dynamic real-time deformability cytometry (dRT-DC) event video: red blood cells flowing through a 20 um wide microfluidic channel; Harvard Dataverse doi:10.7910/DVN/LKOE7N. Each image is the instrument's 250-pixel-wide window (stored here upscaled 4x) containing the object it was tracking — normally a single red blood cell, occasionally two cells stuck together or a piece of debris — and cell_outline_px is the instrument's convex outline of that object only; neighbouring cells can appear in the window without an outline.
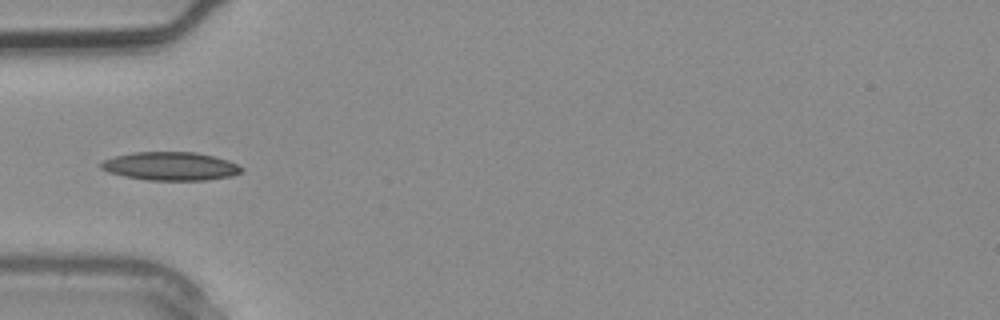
{"species": "common noctule bat (a hibernating species)", "species_latin": "Nyctalus noctula", "temperature_condition": "warm", "stored_images_in_passage": 1, "camera_frame_rate_fps": 3000, "um_per_image_px": 0.085, "animal": {"sex": "male", "body_mass_g": 20.4}, "frame": {"image": 1, "passage_image": 1, "time_ms": 0.0, "image_size_px": [1000, 320], "cell_outline_px": [[244, 168], [240, 172], [232, 176], [204, 180], [148, 180], [124, 176], [108, 172], [100, 168], [96, 164], [104, 160], [116, 156], [132, 152], [196, 152], [228, 160]], "centroid_in_image_um": [14.45, 14.12], "position_along_channel_um": 70.5, "area_um2": 23.24}}